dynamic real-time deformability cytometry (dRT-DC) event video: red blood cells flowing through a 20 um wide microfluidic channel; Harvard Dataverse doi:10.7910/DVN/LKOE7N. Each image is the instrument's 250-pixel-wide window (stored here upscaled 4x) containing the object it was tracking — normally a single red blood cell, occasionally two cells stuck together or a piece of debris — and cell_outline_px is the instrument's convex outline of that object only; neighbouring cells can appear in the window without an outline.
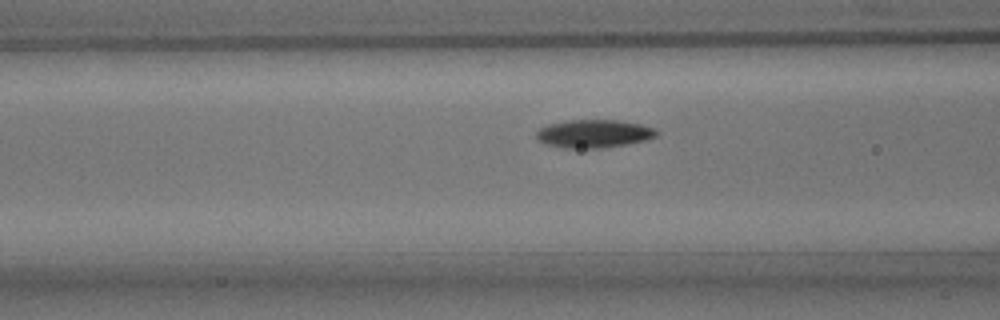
{"species": "common noctule bat (a hibernating species)", "species_latin": "Nyctalus noctula", "temperature_condition": "room temperature", "stored_images_in_passage": 16, "camera_frame_rate_fps": 3000, "um_per_image_px": 0.085, "animal": {"sex": "male", "body_mass_g": 15.6}, "frame": {"image": 1, "passage_image": 14, "time_ms": 4.333, "image_size_px": [1000, 320], "cell_outline_px": [[660, 132], [656, 136], [644, 140], [624, 144], [600, 148], [560, 148], [544, 144], [536, 140], [536, 132], [540, 128], [548, 124], [568, 120], [620, 120], [640, 124], [656, 128]], "centroid_in_image_um": [50.44, 11.36], "position_along_channel_um": 116.2, "area_um2": 19.83}}